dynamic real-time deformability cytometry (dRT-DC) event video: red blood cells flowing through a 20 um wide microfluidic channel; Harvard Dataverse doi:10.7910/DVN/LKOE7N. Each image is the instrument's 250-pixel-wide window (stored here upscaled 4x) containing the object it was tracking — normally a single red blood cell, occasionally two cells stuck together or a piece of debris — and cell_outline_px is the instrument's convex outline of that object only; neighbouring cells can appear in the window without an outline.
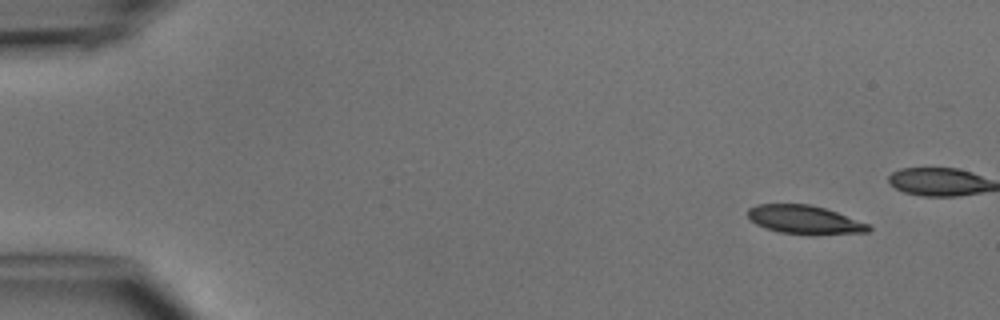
{"species": "common noctule bat (a hibernating species)", "species_latin": "Nyctalus noctula", "temperature_condition": "cold", "stored_images_in_passage": 5, "camera_frame_rate_fps": 3000, "um_per_image_px": 0.085, "animal": {"sex": "male", "body_mass_g": 15.6}, "frame": {"image": 1, "passage_image": 1, "time_ms": 0.0, "image_size_px": [1000, 320], "cell_outline_px": [[872, 228], [868, 232], [812, 236], [808, 236], [780, 232], [764, 228], [756, 224], [748, 216], [748, 208], [756, 204], [808, 204], [824, 208], [836, 212], [868, 224]], "centroid_in_image_um": [68.38, 18.7], "position_along_channel_um": 16.6, "area_um2": 20.35}}
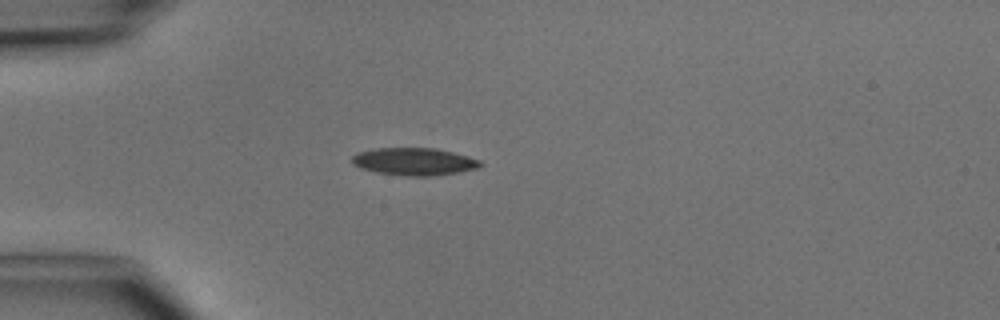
{"frame": {"image": 2, "passage_image": 5, "time_ms": 4.667, "image_size_px": [1000, 320], "cell_outline_px": [[484, 164], [480, 168], [460, 172], [436, 176], [408, 176], [376, 172], [360, 168], [352, 164], [352, 156], [356, 152], [376, 148], [436, 148], [468, 156], [480, 160]], "centroid_in_image_um": [35.22, 13.74], "position_along_channel_um": 49.8, "area_um2": 20.81}}